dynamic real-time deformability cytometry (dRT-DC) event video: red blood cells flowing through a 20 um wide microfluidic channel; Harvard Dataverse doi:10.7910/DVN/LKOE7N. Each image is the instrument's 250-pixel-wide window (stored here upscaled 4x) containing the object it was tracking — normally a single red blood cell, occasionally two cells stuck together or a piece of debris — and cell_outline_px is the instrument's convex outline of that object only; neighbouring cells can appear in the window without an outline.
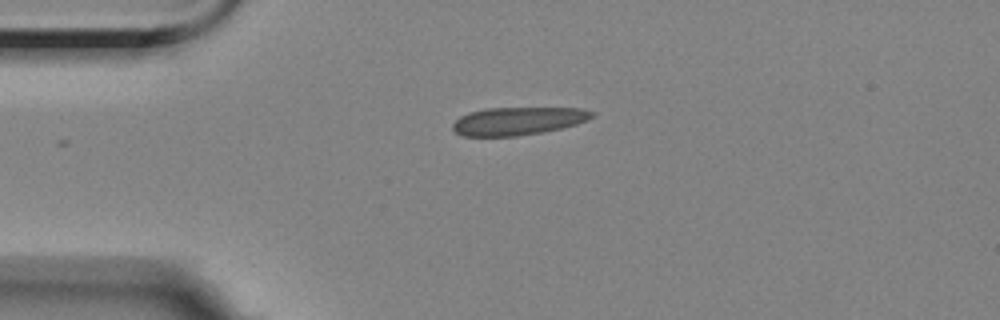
{"species": "Egyptian fruit bat (a non-hibernating species)", "species_latin": "Rousettus aegyptiacus", "temperature_condition": "room temperature", "stored_images_in_passage": 35, "camera_frame_rate_fps": 3000, "um_per_image_px": 0.085, "animal": {"sex": "female"}, "frame": {"image": 1, "passage_image": 1, "time_ms": 0.0, "image_size_px": [1000, 320], "cell_outline_px": [[596, 112], [588, 120], [576, 124], [544, 132], [516, 136], [460, 136], [452, 128], [452, 124], [460, 116], [468, 112], [484, 108], [580, 108]], "centroid_in_image_um": [44.0, 10.28], "position_along_channel_um": 41.0, "area_um2": 22.77}}
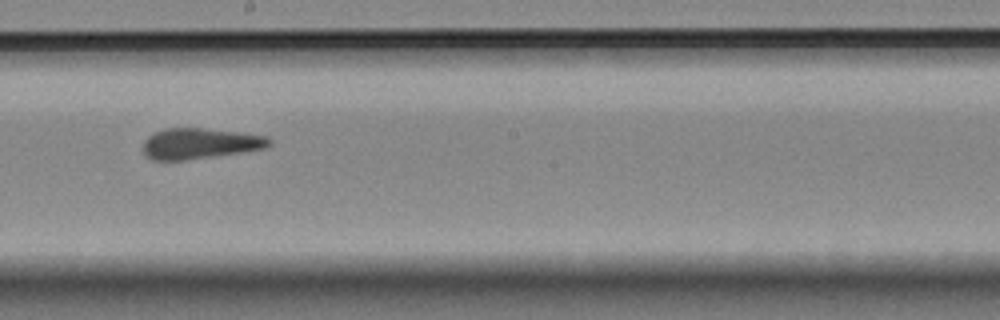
{"frame": {"image": 2, "passage_image": 19, "time_ms": 6.0, "image_size_px": [1000, 320], "cell_outline_px": [[272, 144], [264, 148], [240, 152], [184, 160], [152, 160], [144, 156], [144, 140], [148, 136], [164, 128], [200, 128], [236, 132], [268, 136], [272, 140]], "centroid_in_image_um": [16.97, 12.2], "position_along_channel_um": 231.2, "area_um2": 22.37}}
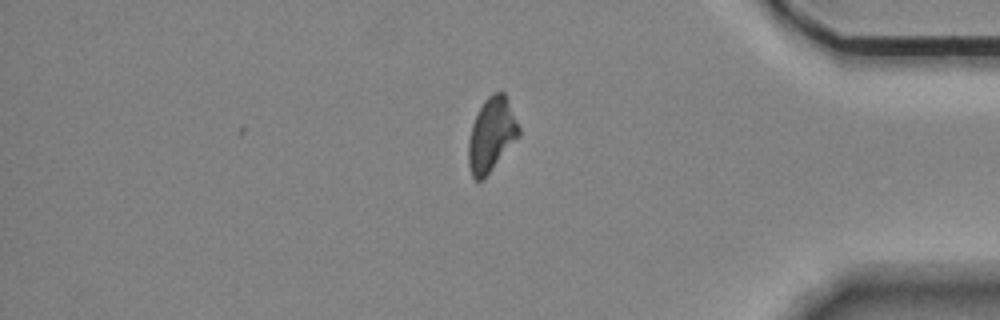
{"frame": {"image": 3, "passage_image": 35, "time_ms": 11.333, "image_size_px": [1000, 320], "cell_outline_px": [[520, 136], [488, 172], [480, 180], [476, 180], [472, 176], [468, 164], [468, 140], [472, 124], [484, 100], [492, 92], [504, 92], [508, 100], [520, 128]], "centroid_in_image_um": [41.77, 11.41], "position_along_channel_um": 393.4, "area_um2": 21.33}, "authors_computed_cell_mechanics": {"area_um2": 22.7154, "velocity_mm_per_s": 3.528, "shape_relaxation_time_tau1_ms": null, "shape_relaxation_time_tau2_ms": 2.3555, "deformation_change_tau1": null, "deformation_change_tau2": 0.0767}}